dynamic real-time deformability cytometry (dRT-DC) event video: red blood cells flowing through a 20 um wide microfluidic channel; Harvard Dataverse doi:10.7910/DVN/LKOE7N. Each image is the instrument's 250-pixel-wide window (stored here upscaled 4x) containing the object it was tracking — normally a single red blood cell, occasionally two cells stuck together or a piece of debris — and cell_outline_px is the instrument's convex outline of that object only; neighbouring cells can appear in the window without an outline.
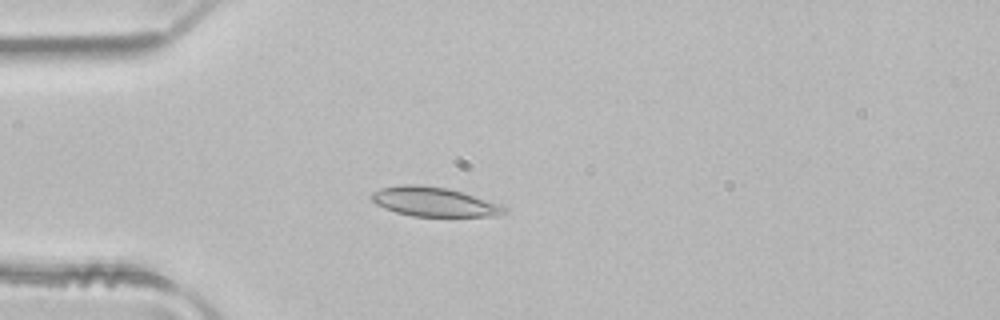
{"species": "common noctule bat (a hibernating species)", "species_latin": "Nyctalus noctula", "temperature_condition": "room temperature", "stored_images_in_passage": 3, "camera_frame_rate_fps": 3000, "um_per_image_px": 0.085, "animal": {"sex": "male", "body_mass_g": 21.5, "forearm_length_mm": 52.0}, "frame": {"image": 1, "passage_image": 2, "time_ms": 0.333, "image_size_px": [1000, 320], "cell_outline_px": [[508, 208], [504, 212], [496, 216], [412, 216], [396, 212], [384, 208], [376, 204], [368, 196], [372, 192], [380, 188], [404, 184], [420, 184], [448, 188], [500, 204]], "centroid_in_image_um": [36.84, 17.14], "position_along_channel_um": 48.2, "area_um2": 22.66}}